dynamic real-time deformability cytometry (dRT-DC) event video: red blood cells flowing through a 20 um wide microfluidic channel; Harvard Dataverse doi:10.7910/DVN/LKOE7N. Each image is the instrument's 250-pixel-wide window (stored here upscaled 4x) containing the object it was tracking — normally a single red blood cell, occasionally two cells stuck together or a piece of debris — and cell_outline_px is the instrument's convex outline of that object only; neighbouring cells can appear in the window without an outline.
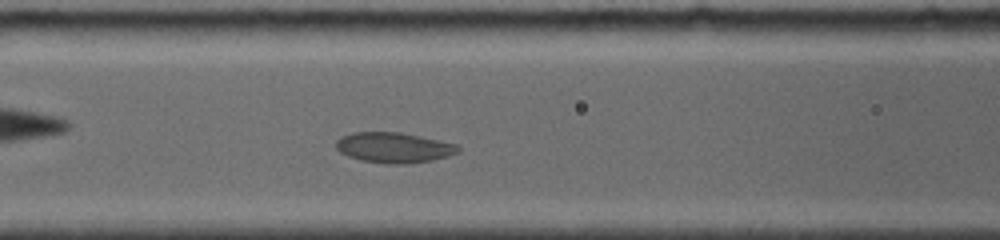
{"species": "common noctule bat (a hibernating species)", "species_latin": "Nyctalus noctula", "temperature_condition": "room temperature", "stored_images_in_passage": 17, "camera_frame_rate_fps": 4000, "um_per_image_px": 0.085, "animal": {"sex": "female", "body_mass_g": 19.0, "forearm_length_mm": 56.7}, "frame": {"image": 1, "passage_image": 8, "time_ms": 4.25, "image_size_px": [1000, 240], "cell_outline_px": [[460, 148], [456, 152], [444, 156], [428, 160], [404, 164], [384, 164], [364, 160], [348, 156], [340, 152], [336, 148], [336, 140], [340, 136], [352, 132], [400, 132], [420, 136], [456, 144]], "centroid_in_image_um": [33.39, 12.53], "position_along_channel_um": 133.2, "area_um2": 21.27}}
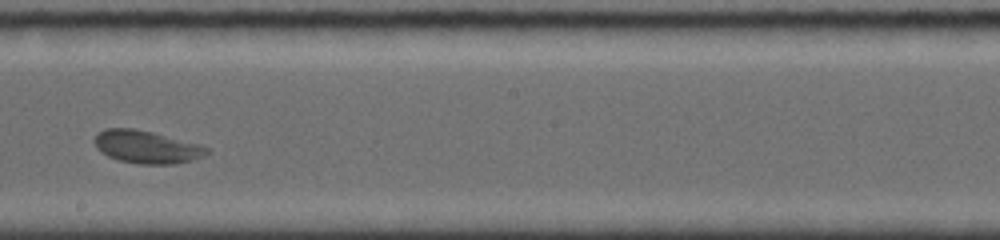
{"frame": {"image": 2, "passage_image": 13, "time_ms": 7.0, "image_size_px": [1000, 240], "cell_outline_px": [[208, 152], [192, 160], [172, 164], [140, 164], [120, 160], [108, 156], [100, 152], [96, 148], [92, 140], [104, 128], [132, 128], [152, 132], [200, 144], [208, 148]], "centroid_in_image_um": [12.41, 12.48], "position_along_channel_um": 235.8, "area_um2": 21.27}}
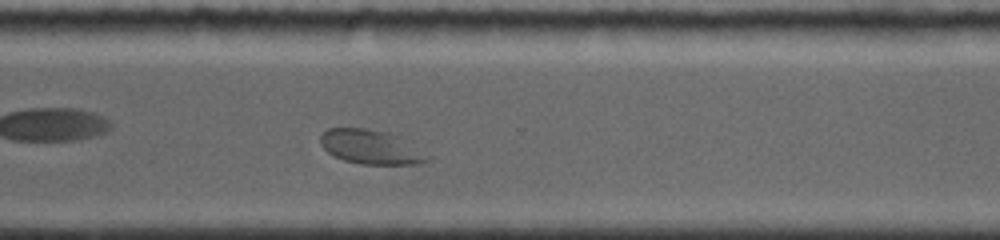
{"frame": {"image": 3, "passage_image": 17, "time_ms": 9.75, "image_size_px": [1000, 240], "cell_outline_px": [[432, 156], [428, 160], [416, 164], [360, 164], [344, 160], [332, 156], [320, 144], [320, 136], [328, 128], [364, 128], [384, 132], [396, 136]], "centroid_in_image_um": [31.48, 12.51], "position_along_channel_um": 339.1, "area_um2": 21.1}}